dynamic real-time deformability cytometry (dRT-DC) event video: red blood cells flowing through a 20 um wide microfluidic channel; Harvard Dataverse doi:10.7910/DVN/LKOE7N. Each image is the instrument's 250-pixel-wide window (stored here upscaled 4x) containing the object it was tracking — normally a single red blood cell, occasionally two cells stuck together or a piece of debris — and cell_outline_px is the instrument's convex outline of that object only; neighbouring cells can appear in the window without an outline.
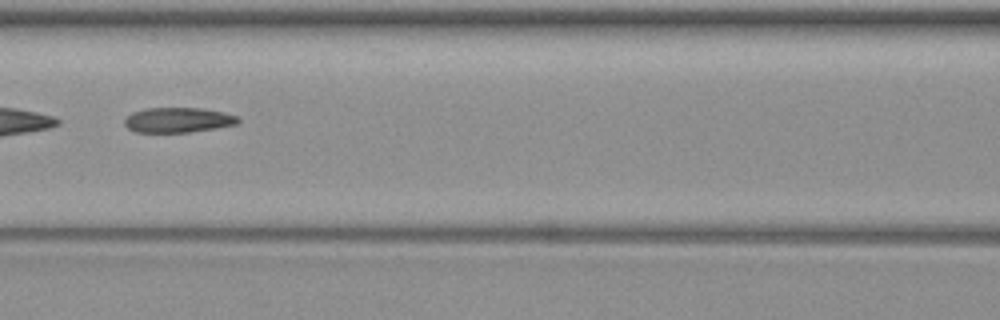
{"species": "common noctule bat (a hibernating species)", "species_latin": "Nyctalus noctula", "temperature_condition": "warm", "stored_images_in_passage": 8, "camera_frame_rate_fps": 3000, "um_per_image_px": 0.085, "animal": {"sex": "female", "body_mass_g": 19.3, "forearm_length_mm": 54.1}, "frame": {"image": 1, "passage_image": 5, "time_ms": 5.0, "image_size_px": [1000, 320], "cell_outline_px": [[240, 120], [236, 124], [216, 128], [188, 132], [136, 132], [128, 128], [124, 124], [124, 120], [132, 112], [144, 108], [200, 108], [224, 112], [236, 116]], "centroid_in_image_um": [15.11, 10.19], "position_along_channel_um": 151.5, "area_um2": 16.47}}
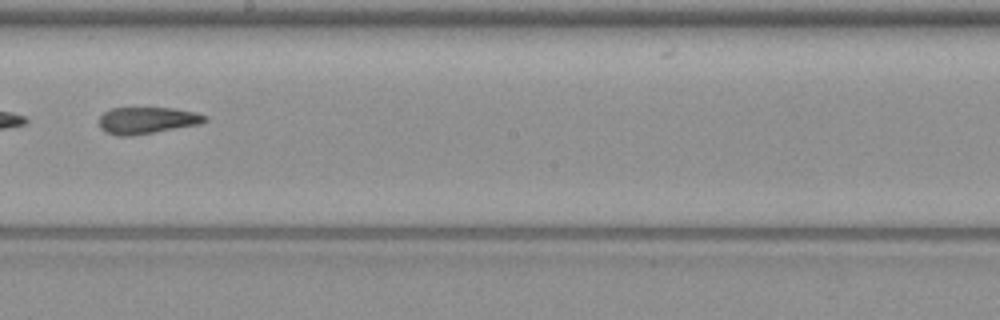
{"frame": {"image": 2, "passage_image": 7, "time_ms": 7.333, "image_size_px": [1000, 320], "cell_outline_px": [[208, 120], [200, 124], [132, 136], [116, 136], [104, 132], [100, 128], [100, 116], [104, 112], [112, 108], [172, 108], [196, 112], [208, 116]], "centroid_in_image_um": [12.5, 10.24], "position_along_channel_um": 235.7, "area_um2": 16.59}}
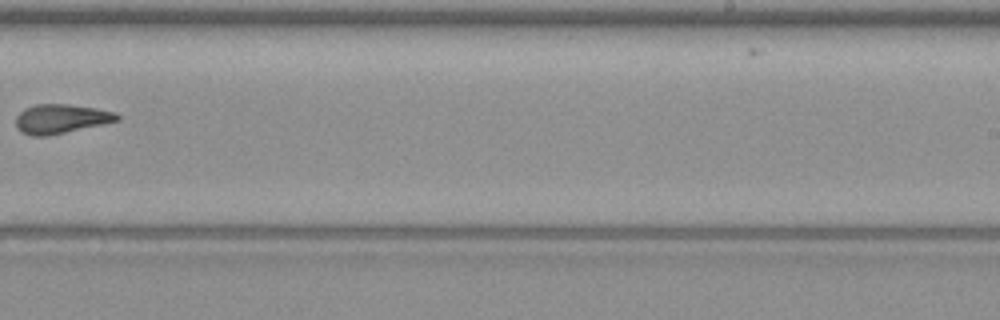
{"frame": {"image": 3, "passage_image": 8, "time_ms": 8.667, "image_size_px": [1000, 320], "cell_outline_px": [[120, 120], [104, 124], [44, 136], [32, 136], [24, 132], [16, 124], [16, 116], [24, 108], [36, 104], [68, 104], [96, 108], [116, 112], [120, 116]], "centroid_in_image_um": [5.22, 10.08], "position_along_channel_um": 283.8, "area_um2": 17.05}}